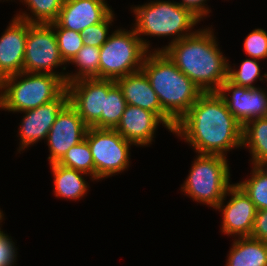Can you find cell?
Wrapping results in <instances>:
<instances>
[{
	"label": "cell",
	"instance_id": "ac0fdd59",
	"mask_svg": "<svg viewBox=\"0 0 267 266\" xmlns=\"http://www.w3.org/2000/svg\"><path fill=\"white\" fill-rule=\"evenodd\" d=\"M113 10L99 0H64L55 21L60 27L81 32L102 22Z\"/></svg>",
	"mask_w": 267,
	"mask_h": 266
},
{
	"label": "cell",
	"instance_id": "3957f363",
	"mask_svg": "<svg viewBox=\"0 0 267 266\" xmlns=\"http://www.w3.org/2000/svg\"><path fill=\"white\" fill-rule=\"evenodd\" d=\"M141 70L156 92L163 111L175 123L187 113L203 93L176 67L164 51H149Z\"/></svg>",
	"mask_w": 267,
	"mask_h": 266
},
{
	"label": "cell",
	"instance_id": "6da1fadb",
	"mask_svg": "<svg viewBox=\"0 0 267 266\" xmlns=\"http://www.w3.org/2000/svg\"><path fill=\"white\" fill-rule=\"evenodd\" d=\"M243 125L232 115L218 92H203L176 123L173 134L192 146L196 154L227 156L242 148Z\"/></svg>",
	"mask_w": 267,
	"mask_h": 266
},
{
	"label": "cell",
	"instance_id": "44dd1931",
	"mask_svg": "<svg viewBox=\"0 0 267 266\" xmlns=\"http://www.w3.org/2000/svg\"><path fill=\"white\" fill-rule=\"evenodd\" d=\"M242 147L249 150L252 165L267 159V117L251 119L243 125Z\"/></svg>",
	"mask_w": 267,
	"mask_h": 266
},
{
	"label": "cell",
	"instance_id": "30bf717a",
	"mask_svg": "<svg viewBox=\"0 0 267 266\" xmlns=\"http://www.w3.org/2000/svg\"><path fill=\"white\" fill-rule=\"evenodd\" d=\"M115 84V80L99 78H84L67 83L69 103L88 127L101 128L105 95Z\"/></svg>",
	"mask_w": 267,
	"mask_h": 266
},
{
	"label": "cell",
	"instance_id": "836d02e7",
	"mask_svg": "<svg viewBox=\"0 0 267 266\" xmlns=\"http://www.w3.org/2000/svg\"><path fill=\"white\" fill-rule=\"evenodd\" d=\"M253 167L264 177H267V159L257 161Z\"/></svg>",
	"mask_w": 267,
	"mask_h": 266
},
{
	"label": "cell",
	"instance_id": "7402d4cb",
	"mask_svg": "<svg viewBox=\"0 0 267 266\" xmlns=\"http://www.w3.org/2000/svg\"><path fill=\"white\" fill-rule=\"evenodd\" d=\"M100 47L83 45L69 64H75L77 71L66 72V84L84 78H99Z\"/></svg>",
	"mask_w": 267,
	"mask_h": 266
},
{
	"label": "cell",
	"instance_id": "4dcf8cb0",
	"mask_svg": "<svg viewBox=\"0 0 267 266\" xmlns=\"http://www.w3.org/2000/svg\"><path fill=\"white\" fill-rule=\"evenodd\" d=\"M12 237L0 227V266H14L17 260V248Z\"/></svg>",
	"mask_w": 267,
	"mask_h": 266
},
{
	"label": "cell",
	"instance_id": "e575fe53",
	"mask_svg": "<svg viewBox=\"0 0 267 266\" xmlns=\"http://www.w3.org/2000/svg\"><path fill=\"white\" fill-rule=\"evenodd\" d=\"M4 219V213L3 211L0 209V222H2Z\"/></svg>",
	"mask_w": 267,
	"mask_h": 266
},
{
	"label": "cell",
	"instance_id": "cb8c5ba5",
	"mask_svg": "<svg viewBox=\"0 0 267 266\" xmlns=\"http://www.w3.org/2000/svg\"><path fill=\"white\" fill-rule=\"evenodd\" d=\"M57 164L83 172L91 176L90 178L92 181L95 180L94 161L86 139L82 140L79 144L72 146Z\"/></svg>",
	"mask_w": 267,
	"mask_h": 266
},
{
	"label": "cell",
	"instance_id": "484cf974",
	"mask_svg": "<svg viewBox=\"0 0 267 266\" xmlns=\"http://www.w3.org/2000/svg\"><path fill=\"white\" fill-rule=\"evenodd\" d=\"M257 59L249 58L245 59L240 63L239 69L232 67L228 64V80L238 86L254 88L256 87L254 82L256 80L266 79V73L261 75V67ZM260 77V78H259Z\"/></svg>",
	"mask_w": 267,
	"mask_h": 266
},
{
	"label": "cell",
	"instance_id": "d6a6232c",
	"mask_svg": "<svg viewBox=\"0 0 267 266\" xmlns=\"http://www.w3.org/2000/svg\"><path fill=\"white\" fill-rule=\"evenodd\" d=\"M208 0H182L178 2L183 7L190 9L196 16H198L201 20L206 19L205 17L209 16L208 14L211 12L207 3Z\"/></svg>",
	"mask_w": 267,
	"mask_h": 266
},
{
	"label": "cell",
	"instance_id": "1f68e13d",
	"mask_svg": "<svg viewBox=\"0 0 267 266\" xmlns=\"http://www.w3.org/2000/svg\"><path fill=\"white\" fill-rule=\"evenodd\" d=\"M250 237L267 243V209L256 211Z\"/></svg>",
	"mask_w": 267,
	"mask_h": 266
},
{
	"label": "cell",
	"instance_id": "52a82bcc",
	"mask_svg": "<svg viewBox=\"0 0 267 266\" xmlns=\"http://www.w3.org/2000/svg\"><path fill=\"white\" fill-rule=\"evenodd\" d=\"M117 29L100 47L99 79L124 77L140 71L149 52L134 28Z\"/></svg>",
	"mask_w": 267,
	"mask_h": 266
},
{
	"label": "cell",
	"instance_id": "9c48e42d",
	"mask_svg": "<svg viewBox=\"0 0 267 266\" xmlns=\"http://www.w3.org/2000/svg\"><path fill=\"white\" fill-rule=\"evenodd\" d=\"M64 64L66 63L61 57L52 25L30 23L25 45L23 72L48 73L59 76L66 82V72H57L56 69Z\"/></svg>",
	"mask_w": 267,
	"mask_h": 266
},
{
	"label": "cell",
	"instance_id": "8fae6325",
	"mask_svg": "<svg viewBox=\"0 0 267 266\" xmlns=\"http://www.w3.org/2000/svg\"><path fill=\"white\" fill-rule=\"evenodd\" d=\"M227 196H231L228 201H226ZM224 201L227 203L225 204ZM215 210L222 213V233L231 235L233 238L250 237L257 209L236 183L228 189Z\"/></svg>",
	"mask_w": 267,
	"mask_h": 266
},
{
	"label": "cell",
	"instance_id": "f1b7e54d",
	"mask_svg": "<svg viewBox=\"0 0 267 266\" xmlns=\"http://www.w3.org/2000/svg\"><path fill=\"white\" fill-rule=\"evenodd\" d=\"M115 14L112 11L102 22L86 27L80 33L83 36V44L101 47L109 37V27L114 22Z\"/></svg>",
	"mask_w": 267,
	"mask_h": 266
},
{
	"label": "cell",
	"instance_id": "5bb4252c",
	"mask_svg": "<svg viewBox=\"0 0 267 266\" xmlns=\"http://www.w3.org/2000/svg\"><path fill=\"white\" fill-rule=\"evenodd\" d=\"M263 89L238 86L226 79L217 92L232 115L244 125L251 119L267 117V90Z\"/></svg>",
	"mask_w": 267,
	"mask_h": 266
},
{
	"label": "cell",
	"instance_id": "4316f807",
	"mask_svg": "<svg viewBox=\"0 0 267 266\" xmlns=\"http://www.w3.org/2000/svg\"><path fill=\"white\" fill-rule=\"evenodd\" d=\"M50 24L54 28L61 57L66 63V66L64 65L62 67V71H64L66 70L67 63L69 65L71 60L84 45L83 36L80 32L60 27L56 22Z\"/></svg>",
	"mask_w": 267,
	"mask_h": 266
},
{
	"label": "cell",
	"instance_id": "d4e9b609",
	"mask_svg": "<svg viewBox=\"0 0 267 266\" xmlns=\"http://www.w3.org/2000/svg\"><path fill=\"white\" fill-rule=\"evenodd\" d=\"M127 102L122 89L116 83L105 95L104 111L101 113V128L114 129L121 117Z\"/></svg>",
	"mask_w": 267,
	"mask_h": 266
},
{
	"label": "cell",
	"instance_id": "603a6c76",
	"mask_svg": "<svg viewBox=\"0 0 267 266\" xmlns=\"http://www.w3.org/2000/svg\"><path fill=\"white\" fill-rule=\"evenodd\" d=\"M20 2L28 5L27 9L30 12H19L14 17L29 23L50 24L57 20L64 0H20Z\"/></svg>",
	"mask_w": 267,
	"mask_h": 266
},
{
	"label": "cell",
	"instance_id": "e0dca14e",
	"mask_svg": "<svg viewBox=\"0 0 267 266\" xmlns=\"http://www.w3.org/2000/svg\"><path fill=\"white\" fill-rule=\"evenodd\" d=\"M116 83L122 89L127 104L154 112L172 132L174 131L176 123L163 111L156 92L142 70L118 78Z\"/></svg>",
	"mask_w": 267,
	"mask_h": 266
},
{
	"label": "cell",
	"instance_id": "7c38bea8",
	"mask_svg": "<svg viewBox=\"0 0 267 266\" xmlns=\"http://www.w3.org/2000/svg\"><path fill=\"white\" fill-rule=\"evenodd\" d=\"M69 103V91L66 89L59 97L51 102L37 108L23 111L25 114L21 119L18 129L20 151L28 149L31 145L41 140H46L51 126L54 124L57 115Z\"/></svg>",
	"mask_w": 267,
	"mask_h": 266
},
{
	"label": "cell",
	"instance_id": "9a60e30c",
	"mask_svg": "<svg viewBox=\"0 0 267 266\" xmlns=\"http://www.w3.org/2000/svg\"><path fill=\"white\" fill-rule=\"evenodd\" d=\"M0 37V82L23 72L25 45L30 23L12 18Z\"/></svg>",
	"mask_w": 267,
	"mask_h": 266
},
{
	"label": "cell",
	"instance_id": "7a4b0ae2",
	"mask_svg": "<svg viewBox=\"0 0 267 266\" xmlns=\"http://www.w3.org/2000/svg\"><path fill=\"white\" fill-rule=\"evenodd\" d=\"M212 27L170 44L164 52L202 92H217L228 78L229 60L223 55Z\"/></svg>",
	"mask_w": 267,
	"mask_h": 266
},
{
	"label": "cell",
	"instance_id": "4fadbf2b",
	"mask_svg": "<svg viewBox=\"0 0 267 266\" xmlns=\"http://www.w3.org/2000/svg\"><path fill=\"white\" fill-rule=\"evenodd\" d=\"M87 129L77 110L68 103L57 115L47 135L49 164L57 163L72 146L84 140Z\"/></svg>",
	"mask_w": 267,
	"mask_h": 266
},
{
	"label": "cell",
	"instance_id": "ba28073f",
	"mask_svg": "<svg viewBox=\"0 0 267 266\" xmlns=\"http://www.w3.org/2000/svg\"><path fill=\"white\" fill-rule=\"evenodd\" d=\"M85 139L94 161L95 181L112 177L128 169L130 149L134 144L115 129L88 127Z\"/></svg>",
	"mask_w": 267,
	"mask_h": 266
},
{
	"label": "cell",
	"instance_id": "83f0119b",
	"mask_svg": "<svg viewBox=\"0 0 267 266\" xmlns=\"http://www.w3.org/2000/svg\"><path fill=\"white\" fill-rule=\"evenodd\" d=\"M250 178L236 184L247 194L257 210L267 209V177L260 174L253 166Z\"/></svg>",
	"mask_w": 267,
	"mask_h": 266
},
{
	"label": "cell",
	"instance_id": "ffe728a7",
	"mask_svg": "<svg viewBox=\"0 0 267 266\" xmlns=\"http://www.w3.org/2000/svg\"><path fill=\"white\" fill-rule=\"evenodd\" d=\"M225 266H267V243L251 237H235Z\"/></svg>",
	"mask_w": 267,
	"mask_h": 266
},
{
	"label": "cell",
	"instance_id": "d590c367",
	"mask_svg": "<svg viewBox=\"0 0 267 266\" xmlns=\"http://www.w3.org/2000/svg\"><path fill=\"white\" fill-rule=\"evenodd\" d=\"M99 1L104 2V3H106L107 5H109V4L107 3V1H105V0H99Z\"/></svg>",
	"mask_w": 267,
	"mask_h": 266
},
{
	"label": "cell",
	"instance_id": "f546056e",
	"mask_svg": "<svg viewBox=\"0 0 267 266\" xmlns=\"http://www.w3.org/2000/svg\"><path fill=\"white\" fill-rule=\"evenodd\" d=\"M247 56L257 59H267V31L255 28L248 34L243 43Z\"/></svg>",
	"mask_w": 267,
	"mask_h": 266
},
{
	"label": "cell",
	"instance_id": "5b68a950",
	"mask_svg": "<svg viewBox=\"0 0 267 266\" xmlns=\"http://www.w3.org/2000/svg\"><path fill=\"white\" fill-rule=\"evenodd\" d=\"M67 89L59 76L48 73L21 72L0 82V109L23 112L59 97Z\"/></svg>",
	"mask_w": 267,
	"mask_h": 266
},
{
	"label": "cell",
	"instance_id": "d6986e66",
	"mask_svg": "<svg viewBox=\"0 0 267 266\" xmlns=\"http://www.w3.org/2000/svg\"><path fill=\"white\" fill-rule=\"evenodd\" d=\"M54 178L55 197L69 201L81 200L89 190V184L84 176H89L75 169L66 168L57 163L49 164Z\"/></svg>",
	"mask_w": 267,
	"mask_h": 266
},
{
	"label": "cell",
	"instance_id": "2e32d148",
	"mask_svg": "<svg viewBox=\"0 0 267 266\" xmlns=\"http://www.w3.org/2000/svg\"><path fill=\"white\" fill-rule=\"evenodd\" d=\"M161 123L173 133L154 112L127 104L114 129L134 146L147 147L154 141L156 129Z\"/></svg>",
	"mask_w": 267,
	"mask_h": 266
},
{
	"label": "cell",
	"instance_id": "277c9868",
	"mask_svg": "<svg viewBox=\"0 0 267 266\" xmlns=\"http://www.w3.org/2000/svg\"><path fill=\"white\" fill-rule=\"evenodd\" d=\"M131 10L135 14V23L132 27L148 51H164L170 44L193 35L197 31L192 30L193 26L201 21L190 9L174 0H150L143 5L131 7ZM141 35L158 38L170 36L172 40L168 45L154 50L149 40L142 38Z\"/></svg>",
	"mask_w": 267,
	"mask_h": 266
},
{
	"label": "cell",
	"instance_id": "8992f818",
	"mask_svg": "<svg viewBox=\"0 0 267 266\" xmlns=\"http://www.w3.org/2000/svg\"><path fill=\"white\" fill-rule=\"evenodd\" d=\"M230 177L227 157L197 154L180 188L193 201L215 209L233 185Z\"/></svg>",
	"mask_w": 267,
	"mask_h": 266
}]
</instances>
